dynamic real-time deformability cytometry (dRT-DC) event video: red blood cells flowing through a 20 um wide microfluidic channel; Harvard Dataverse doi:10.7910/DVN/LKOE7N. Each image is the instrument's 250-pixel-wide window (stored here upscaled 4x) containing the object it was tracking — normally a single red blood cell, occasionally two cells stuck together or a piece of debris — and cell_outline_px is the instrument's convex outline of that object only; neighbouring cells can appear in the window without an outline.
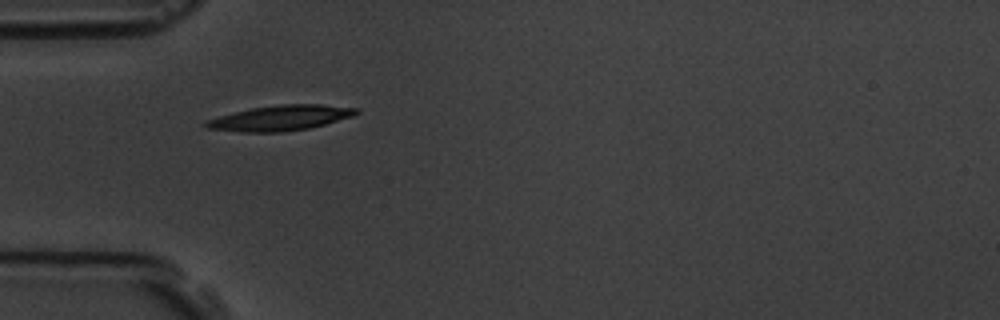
{"species": "common noctule bat (a hibernating species)", "species_latin": "Nyctalus noctula", "temperature_condition": "room temperature", "stored_images_in_passage": 6, "camera_frame_rate_fps": 3000, "um_per_image_px": 0.085, "animal": {"sex": "male", "body_mass_g": 19.5, "forearm_length_mm": 54.6}, "frame": {"image": 1, "passage_image": 1, "time_ms": 0.0, "image_size_px": [1000, 320], "cell_outline_px": [[360, 112], [352, 116], [324, 124], [308, 128], [280, 132], [240, 132], [208, 128], [200, 124], [204, 120], [252, 108], [280, 104], [320, 104], [356, 108]], "centroid_in_image_um": [23.79, 10.03], "position_along_channel_um": 61.2, "area_um2": 21.91}}
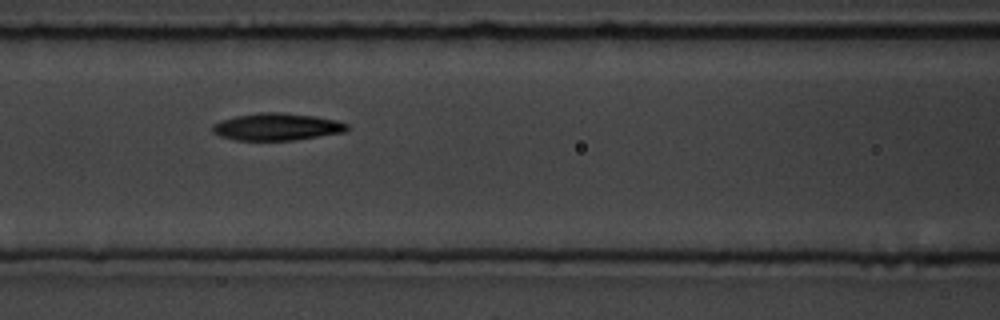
{"frame": {"image": 2, "passage_image": 3, "time_ms": 2.333, "image_size_px": [1000, 320], "cell_outline_px": [[348, 128], [344, 132], [292, 140], [236, 140], [220, 136], [212, 132], [212, 124], [220, 120], [236, 116], [260, 112], [280, 112], [316, 116], [336, 120], [348, 124]], "centroid_in_image_um": [23.5, 10.77], "position_along_channel_um": 143.1, "area_um2": 21.27}}
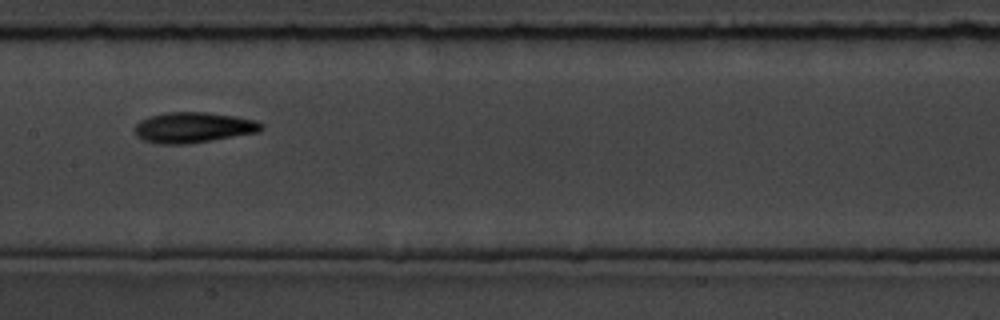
{"frame": {"image": 3, "passage_image": 4, "time_ms": 3.667, "image_size_px": [1000, 320], "cell_outline_px": [[264, 128], [260, 132], [188, 144], [160, 144], [144, 140], [136, 136], [136, 124], [140, 120], [148, 116], [164, 112], [204, 112], [236, 116], [256, 120], [264, 124]], "centroid_in_image_um": [16.46, 10.83], "position_along_channel_um": 190.9, "area_um2": 22.72}}